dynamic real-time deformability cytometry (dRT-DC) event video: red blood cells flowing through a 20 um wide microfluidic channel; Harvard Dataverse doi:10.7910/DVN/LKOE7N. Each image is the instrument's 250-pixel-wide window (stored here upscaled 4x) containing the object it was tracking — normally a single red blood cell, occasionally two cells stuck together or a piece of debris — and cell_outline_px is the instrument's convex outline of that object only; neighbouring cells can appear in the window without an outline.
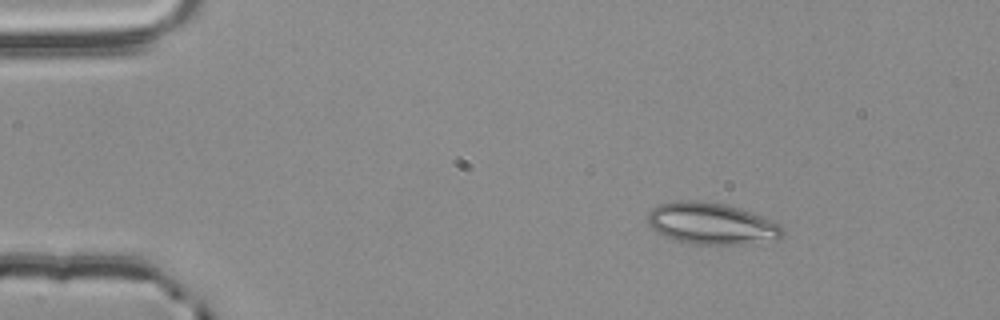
{"species": "common noctule bat (a hibernating species)", "species_latin": "Nyctalus noctula", "temperature_condition": "room temperature", "stored_images_in_passage": 48, "camera_frame_rate_fps": 3000, "um_per_image_px": 0.085, "animal": {"sex": "male", "body_mass_g": 20.4}, "frame": {"image": 1, "passage_image": 1, "time_ms": 0.0, "image_size_px": [1000, 320], "cell_outline_px": [[784, 236], [776, 240], [744, 244], [696, 244], [676, 240], [664, 236], [652, 228], [648, 224], [648, 212], [652, 208], [660, 204], [676, 200], [696, 200], [724, 204], [740, 208], [752, 212], [772, 220], [780, 224], [784, 228]], "centroid_in_image_um": [60.51, 19.0], "position_along_channel_um": 24.5, "area_um2": 32.89}}
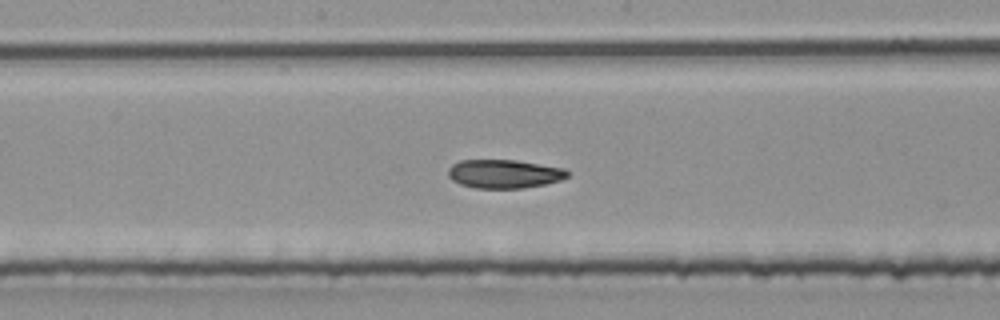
{"frame": {"image": 2, "passage_image": 22, "time_ms": 7.0, "image_size_px": [1000, 320], "cell_outline_px": [[568, 176], [560, 180], [544, 184], [524, 188], [476, 188], [460, 184], [452, 180], [448, 176], [448, 168], [452, 164], [460, 160], [516, 160], [564, 168], [568, 172]], "centroid_in_image_um": [42.82, 14.77], "position_along_channel_um": 205.4, "area_um2": 19.88}}
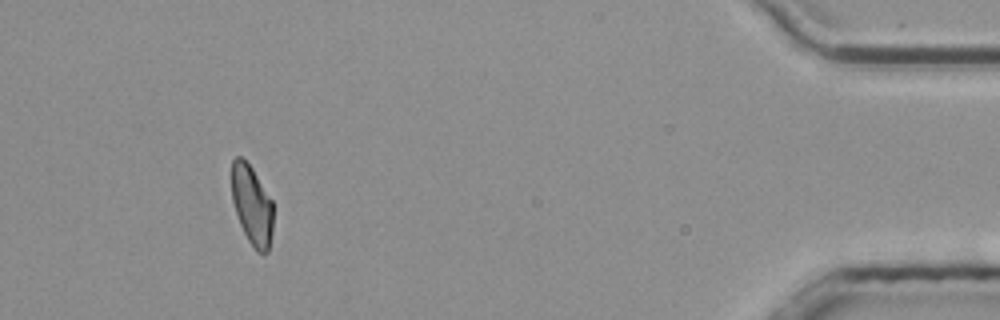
{"frame": {"image": 3, "passage_image": 44, "time_ms": 14.333, "image_size_px": [1000, 320], "cell_outline_px": [[272, 232], [268, 252], [256, 252], [248, 240], [240, 224], [232, 200], [232, 160], [236, 156], [240, 156], [252, 168], [272, 200]], "centroid_in_image_um": [21.41, 17.44], "position_along_channel_um": 413.8, "area_um2": 19.02}, "authors_computed_cell_mechanics": {"area_um2": 20.2878, "velocity_mm_per_s": 3.7759, "shape_relaxation_time_tau1_ms": null, "shape_relaxation_time_tau2_ms": 5.2461, "deformation_change_tau1": null, "deformation_change_tau2": 0.1126}}